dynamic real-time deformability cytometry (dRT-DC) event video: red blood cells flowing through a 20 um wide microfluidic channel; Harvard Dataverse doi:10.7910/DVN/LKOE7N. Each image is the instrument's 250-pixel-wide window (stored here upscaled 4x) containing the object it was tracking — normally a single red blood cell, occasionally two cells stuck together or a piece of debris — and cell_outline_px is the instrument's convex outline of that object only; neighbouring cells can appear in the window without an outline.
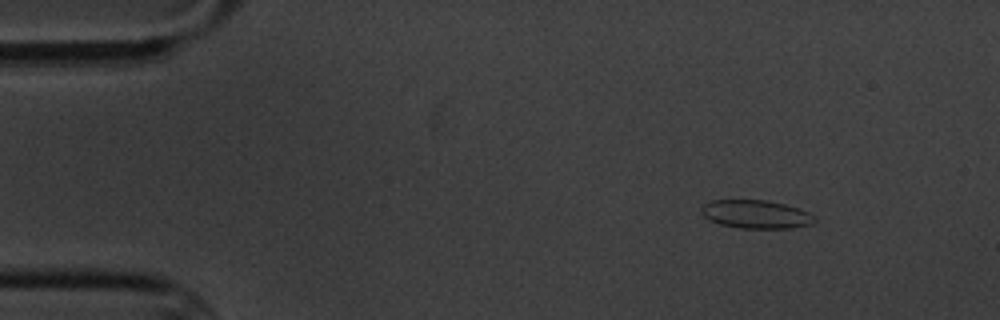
{"species": "common noctule bat (a hibernating species)", "species_latin": "Nyctalus noctula", "temperature_condition": "cold", "stored_images_in_passage": 5, "camera_frame_rate_fps": 3000, "um_per_image_px": 0.085, "animal": {"sex": "male", "body_mass_g": 20.1, "forearm_length_mm": 53.5}, "frame": {"image": 1, "passage_image": 1, "time_ms": 0.0, "image_size_px": [1000, 320], "cell_outline_px": [[816, 220], [812, 224], [792, 228], [740, 228], [720, 224], [708, 220], [700, 212], [700, 208], [704, 204], [712, 200], [768, 200], [800, 208], [816, 216]], "centroid_in_image_um": [64.26, 18.21], "position_along_channel_um": 20.7, "area_um2": 18.9}}